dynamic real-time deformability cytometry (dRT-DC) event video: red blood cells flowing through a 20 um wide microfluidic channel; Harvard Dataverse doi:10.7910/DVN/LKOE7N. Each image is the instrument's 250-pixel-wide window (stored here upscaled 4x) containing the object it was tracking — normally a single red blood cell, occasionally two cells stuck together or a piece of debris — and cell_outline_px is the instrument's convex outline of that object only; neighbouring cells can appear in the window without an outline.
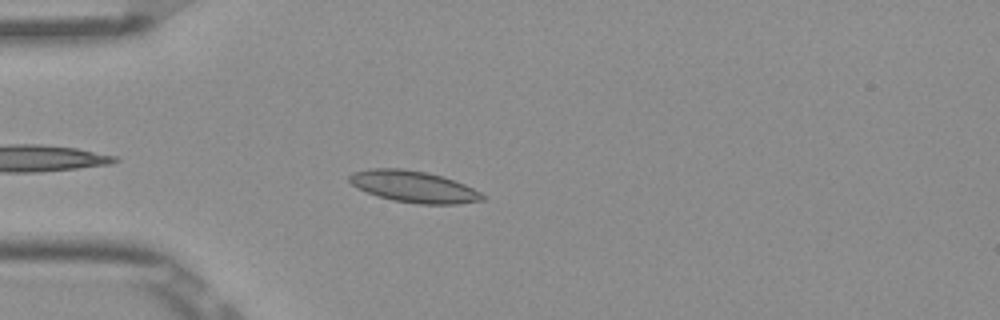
{"species": "Egyptian fruit bat (a non-hibernating species)", "species_latin": "Rousettus aegyptiacus", "temperature_condition": "room temperature", "stored_images_in_passage": 31, "camera_frame_rate_fps": 3000, "um_per_image_px": 0.085, "frame": {"image": 1, "passage_image": 4, "time_ms": 1.0, "image_size_px": [1000, 320], "cell_outline_px": [[488, 196], [484, 200], [456, 204], [420, 204], [392, 200], [356, 188], [348, 180], [348, 176], [352, 172], [372, 168], [400, 168], [424, 172], [440, 176], [464, 184]], "centroid_in_image_um": [35.15, 15.87], "position_along_channel_um": 49.8, "area_um2": 24.28}}
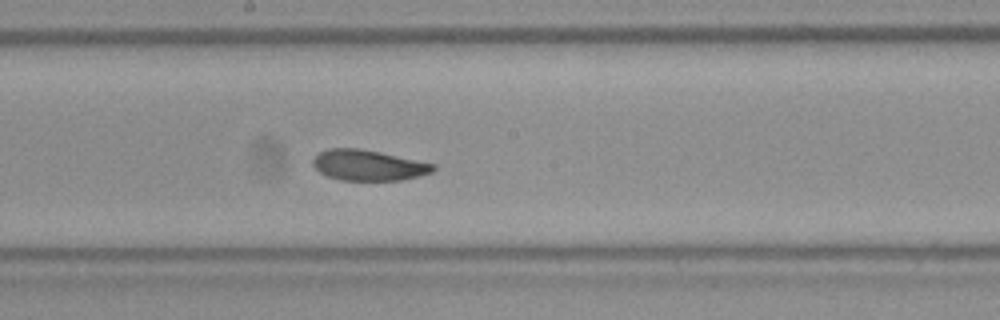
{"frame": {"image": 2, "passage_image": 18, "time_ms": 5.667, "image_size_px": [1000, 320], "cell_outline_px": [[436, 168], [432, 172], [400, 180], [340, 180], [328, 176], [320, 172], [312, 164], [312, 160], [320, 152], [328, 148], [360, 148], [380, 152], [436, 164]], "centroid_in_image_um": [31.3, 14.04], "position_along_channel_um": 216.9, "area_um2": 21.33}}
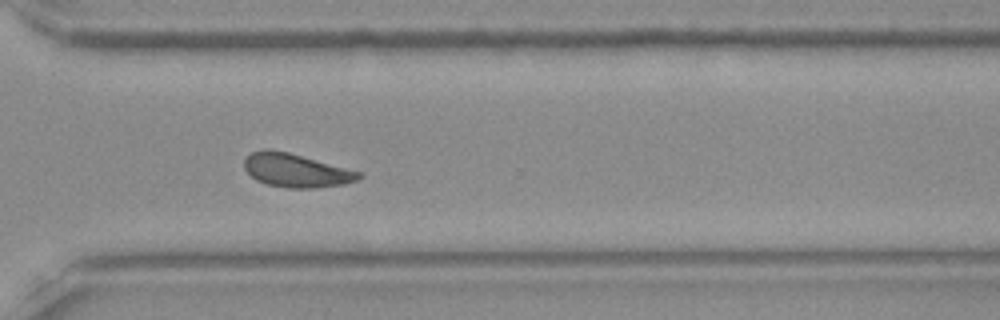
{"frame": {"image": 3, "passage_image": 28, "time_ms": 9.0, "image_size_px": [1000, 320], "cell_outline_px": [[364, 176], [356, 180], [344, 184], [316, 188], [288, 188], [268, 184], [256, 180], [244, 168], [244, 160], [252, 152], [264, 148], [268, 148], [288, 152], [360, 172]], "centroid_in_image_um": [25.14, 14.48], "position_along_channel_um": 345.5, "area_um2": 22.2}, "authors_computed_cell_mechanics": {"area_um2": 22.253, "velocity_mm_per_s": 3.8602, "shape_relaxation_time_tau1_ms": 4.0817, "shape_relaxation_time_tau2_ms": 2.0309, "deformation_change_tau1": 0.1034, "deformation_change_tau2": 0.0674}}